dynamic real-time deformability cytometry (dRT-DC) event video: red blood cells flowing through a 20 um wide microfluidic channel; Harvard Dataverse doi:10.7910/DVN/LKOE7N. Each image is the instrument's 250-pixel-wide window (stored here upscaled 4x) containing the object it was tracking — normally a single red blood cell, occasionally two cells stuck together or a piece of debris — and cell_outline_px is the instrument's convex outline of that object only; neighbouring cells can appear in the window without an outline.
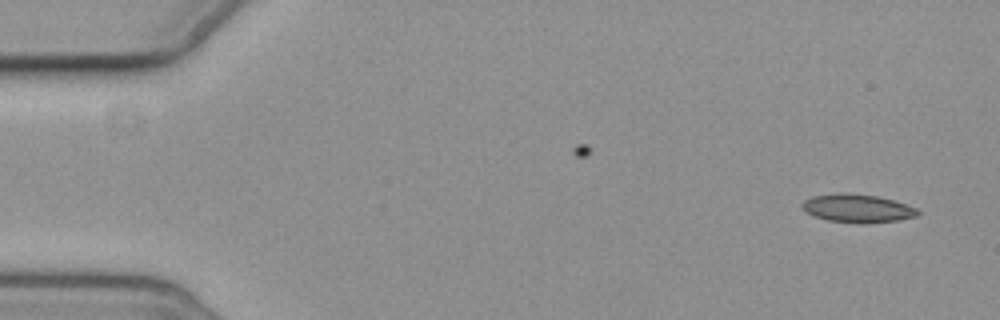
{"species": "common noctule bat (a hibernating species)", "species_latin": "Nyctalus noctula", "temperature_condition": "cold", "stored_images_in_passage": 5, "camera_frame_rate_fps": 3000, "um_per_image_px": 0.085, "animal": {"sex": "female", "body_mass_g": 19.3, "forearm_length_mm": 54.1}, "frame": {"image": 1, "passage_image": 1, "time_ms": 0.0, "image_size_px": [1000, 320], "cell_outline_px": [[920, 212], [916, 216], [896, 220], [828, 220], [816, 216], [808, 212], [800, 204], [804, 200], [812, 196], [840, 192], [876, 196], [892, 200], [916, 208]], "centroid_in_image_um": [72.84, 17.64], "position_along_channel_um": 12.2, "area_um2": 17.74}}